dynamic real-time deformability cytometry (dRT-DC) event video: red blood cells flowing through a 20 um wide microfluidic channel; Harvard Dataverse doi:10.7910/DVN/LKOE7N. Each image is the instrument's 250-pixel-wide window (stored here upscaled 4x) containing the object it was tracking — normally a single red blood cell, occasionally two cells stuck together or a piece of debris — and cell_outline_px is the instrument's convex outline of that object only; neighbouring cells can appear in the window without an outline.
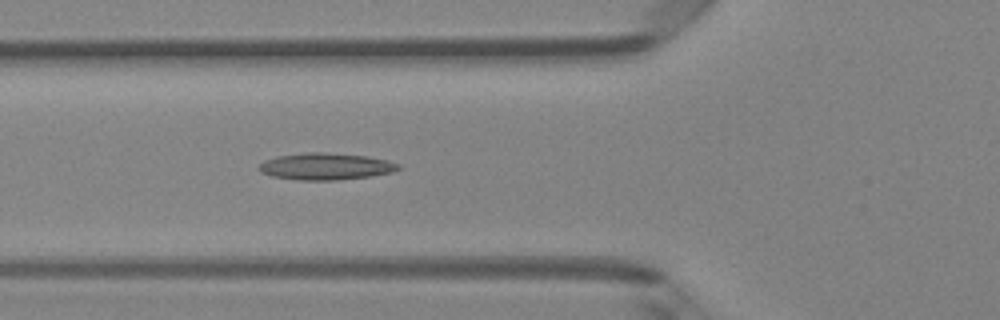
{"species": "Egyptian fruit bat (a non-hibernating species)", "species_latin": "Rousettus aegyptiacus", "temperature_condition": "room temperature", "stored_images_in_passage": 6, "camera_frame_rate_fps": 3000, "um_per_image_px": 0.085, "animal": {"sex": "female"}, "frame": {"image": 1, "passage_image": 6, "time_ms": 1.667, "image_size_px": [1000, 320], "cell_outline_px": [[400, 168], [392, 172], [372, 176], [336, 180], [296, 180], [272, 176], [260, 172], [256, 168], [264, 160], [276, 156], [308, 152], [324, 152], [368, 156], [388, 160], [400, 164]], "centroid_in_image_um": [27.67, 14.14], "position_along_channel_um": 98.1, "area_um2": 21.96}}